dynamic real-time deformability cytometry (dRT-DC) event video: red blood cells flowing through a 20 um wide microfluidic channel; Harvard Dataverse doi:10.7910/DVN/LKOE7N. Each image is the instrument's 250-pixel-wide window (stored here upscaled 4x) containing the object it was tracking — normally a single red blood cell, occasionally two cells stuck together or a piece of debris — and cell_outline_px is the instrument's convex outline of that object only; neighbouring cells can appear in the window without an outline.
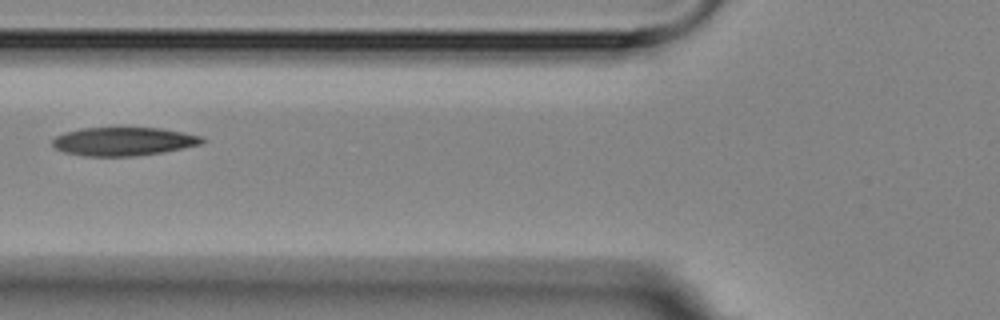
{"species": "Egyptian fruit bat (a non-hibernating species)", "species_latin": "Rousettus aegyptiacus", "temperature_condition": "room temperature", "stored_images_in_passage": 15, "camera_frame_rate_fps": 3000, "um_per_image_px": 0.085, "animal": {"sex": "female"}, "frame": {"image": 1, "passage_image": 5, "time_ms": 6.667, "image_size_px": [1000, 320], "cell_outline_px": [[208, 140], [200, 144], [160, 152], [136, 156], [84, 156], [64, 152], [56, 148], [52, 144], [52, 140], [56, 136], [64, 132], [80, 128], [160, 128], [184, 132], [200, 136]], "centroid_in_image_um": [10.47, 12.01], "position_along_channel_um": 115.3, "area_um2": 24.68}}
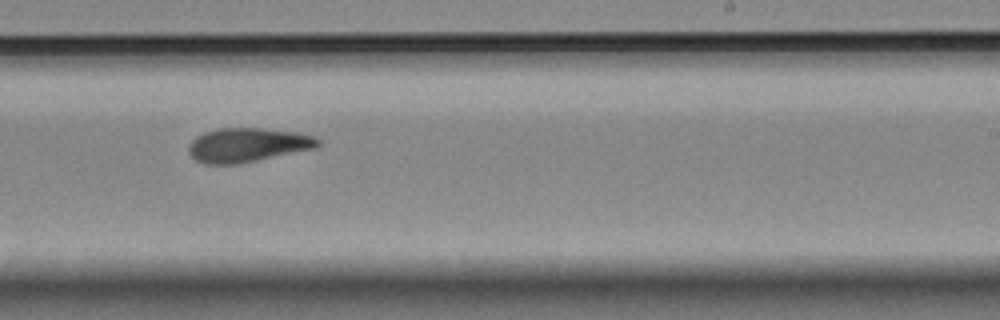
{"frame": {"image": 2, "passage_image": 9, "time_ms": 11.0, "image_size_px": [1000, 320], "cell_outline_px": [[320, 144], [316, 148], [236, 164], [204, 164], [196, 160], [188, 152], [188, 144], [196, 136], [204, 132], [216, 128], [260, 128], [296, 132], [312, 136], [320, 140]], "centroid_in_image_um": [21.0, 12.31], "position_along_channel_um": 268.0, "area_um2": 25.61}}
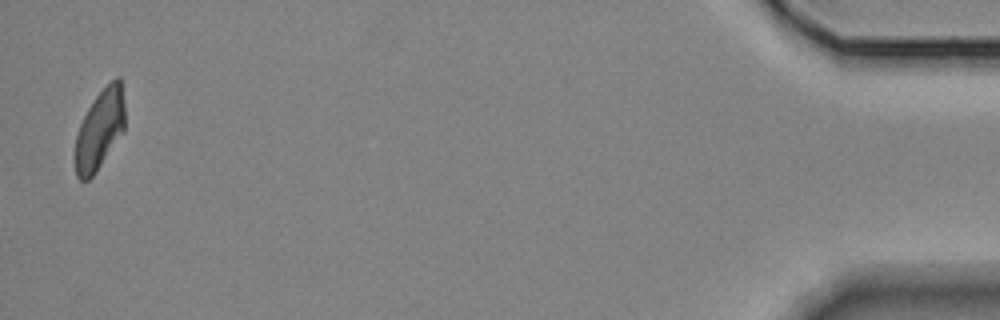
{"frame": {"image": 3, "passage_image": 15, "time_ms": 18.0, "image_size_px": [1000, 320], "cell_outline_px": [[124, 132], [92, 176], [88, 180], [80, 180], [76, 176], [76, 136], [80, 124], [88, 108], [96, 96], [116, 76], [120, 76], [124, 104]], "centroid_in_image_um": [8.49, 11.0], "position_along_channel_um": 426.7, "area_um2": 22.72}}